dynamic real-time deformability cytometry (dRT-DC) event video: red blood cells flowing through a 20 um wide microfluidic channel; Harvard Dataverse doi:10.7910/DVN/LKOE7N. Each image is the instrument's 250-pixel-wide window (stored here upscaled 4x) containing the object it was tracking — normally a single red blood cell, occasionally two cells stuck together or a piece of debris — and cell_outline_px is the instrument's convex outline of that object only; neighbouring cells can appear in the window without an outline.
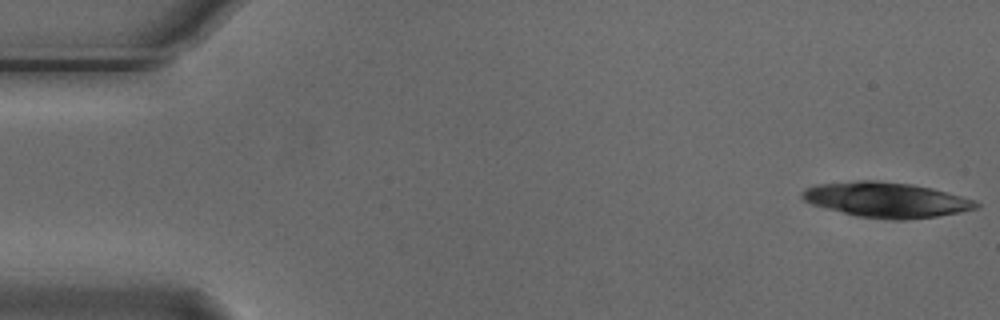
{"species": "Egyptian fruit bat (a non-hibernating species)", "species_latin": "Rousettus aegyptiacus", "temperature_condition": "cold", "stored_images_in_passage": 4, "camera_frame_rate_fps": 3000, "um_per_image_px": 0.085, "animal": {"sex": "male"}, "frame": {"image": 1, "passage_image": 1, "time_ms": 0.0, "image_size_px": [1000, 320], "cell_outline_px": [[980, 208], [960, 212], [936, 216], [904, 220], [892, 220], [856, 216], [812, 204], [804, 200], [800, 196], [800, 192], [816, 184], [856, 180], [876, 180], [912, 184], [932, 188], [976, 200], [980, 204]], "centroid_in_image_um": [75.35, 16.98], "position_along_channel_um": 9.7, "area_um2": 35.72}}